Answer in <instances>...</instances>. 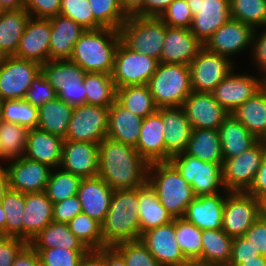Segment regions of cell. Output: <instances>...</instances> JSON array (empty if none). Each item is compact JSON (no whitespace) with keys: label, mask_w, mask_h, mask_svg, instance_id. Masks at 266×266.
I'll use <instances>...</instances> for the list:
<instances>
[{"label":"cell","mask_w":266,"mask_h":266,"mask_svg":"<svg viewBox=\"0 0 266 266\" xmlns=\"http://www.w3.org/2000/svg\"><path fill=\"white\" fill-rule=\"evenodd\" d=\"M98 176L113 190L140 188L147 183L149 163L132 147L105 137L99 143Z\"/></svg>","instance_id":"obj_1"},{"label":"cell","mask_w":266,"mask_h":266,"mask_svg":"<svg viewBox=\"0 0 266 266\" xmlns=\"http://www.w3.org/2000/svg\"><path fill=\"white\" fill-rule=\"evenodd\" d=\"M120 41L119 30L105 27L85 30L73 46L69 61L78 64L86 73L111 75L115 52Z\"/></svg>","instance_id":"obj_2"},{"label":"cell","mask_w":266,"mask_h":266,"mask_svg":"<svg viewBox=\"0 0 266 266\" xmlns=\"http://www.w3.org/2000/svg\"><path fill=\"white\" fill-rule=\"evenodd\" d=\"M138 188L114 190L110 208L102 223L103 242L113 246L140 240Z\"/></svg>","instance_id":"obj_3"},{"label":"cell","mask_w":266,"mask_h":266,"mask_svg":"<svg viewBox=\"0 0 266 266\" xmlns=\"http://www.w3.org/2000/svg\"><path fill=\"white\" fill-rule=\"evenodd\" d=\"M147 182L173 218L184 217L187 206L196 197L191 185L169 161L149 164Z\"/></svg>","instance_id":"obj_4"},{"label":"cell","mask_w":266,"mask_h":266,"mask_svg":"<svg viewBox=\"0 0 266 266\" xmlns=\"http://www.w3.org/2000/svg\"><path fill=\"white\" fill-rule=\"evenodd\" d=\"M157 108L182 107L192 92L188 65L159 62L148 82Z\"/></svg>","instance_id":"obj_5"},{"label":"cell","mask_w":266,"mask_h":266,"mask_svg":"<svg viewBox=\"0 0 266 266\" xmlns=\"http://www.w3.org/2000/svg\"><path fill=\"white\" fill-rule=\"evenodd\" d=\"M167 25L159 17H128L119 29L121 41L135 52L160 62Z\"/></svg>","instance_id":"obj_6"},{"label":"cell","mask_w":266,"mask_h":266,"mask_svg":"<svg viewBox=\"0 0 266 266\" xmlns=\"http://www.w3.org/2000/svg\"><path fill=\"white\" fill-rule=\"evenodd\" d=\"M169 162L191 185L196 197L214 195L225 189L222 181L223 163L204 162L186 152L173 155Z\"/></svg>","instance_id":"obj_7"},{"label":"cell","mask_w":266,"mask_h":266,"mask_svg":"<svg viewBox=\"0 0 266 266\" xmlns=\"http://www.w3.org/2000/svg\"><path fill=\"white\" fill-rule=\"evenodd\" d=\"M41 71L61 100L73 107L86 103L83 84L86 72L78 64L69 60H49L41 65Z\"/></svg>","instance_id":"obj_8"},{"label":"cell","mask_w":266,"mask_h":266,"mask_svg":"<svg viewBox=\"0 0 266 266\" xmlns=\"http://www.w3.org/2000/svg\"><path fill=\"white\" fill-rule=\"evenodd\" d=\"M159 61L130 50L122 41L117 46L114 59V69L111 74L117 88L148 85L150 78L156 72Z\"/></svg>","instance_id":"obj_9"},{"label":"cell","mask_w":266,"mask_h":266,"mask_svg":"<svg viewBox=\"0 0 266 266\" xmlns=\"http://www.w3.org/2000/svg\"><path fill=\"white\" fill-rule=\"evenodd\" d=\"M266 155V143L259 140L253 147L222 164V181L229 192H247Z\"/></svg>","instance_id":"obj_10"},{"label":"cell","mask_w":266,"mask_h":266,"mask_svg":"<svg viewBox=\"0 0 266 266\" xmlns=\"http://www.w3.org/2000/svg\"><path fill=\"white\" fill-rule=\"evenodd\" d=\"M41 72L37 62L16 56L0 58V101L21 100L26 96L32 80Z\"/></svg>","instance_id":"obj_11"},{"label":"cell","mask_w":266,"mask_h":266,"mask_svg":"<svg viewBox=\"0 0 266 266\" xmlns=\"http://www.w3.org/2000/svg\"><path fill=\"white\" fill-rule=\"evenodd\" d=\"M109 108L84 103L74 106L64 140L99 144L107 137Z\"/></svg>","instance_id":"obj_12"},{"label":"cell","mask_w":266,"mask_h":266,"mask_svg":"<svg viewBox=\"0 0 266 266\" xmlns=\"http://www.w3.org/2000/svg\"><path fill=\"white\" fill-rule=\"evenodd\" d=\"M234 64L229 58L203 47L189 64L192 91L211 93L236 68Z\"/></svg>","instance_id":"obj_13"},{"label":"cell","mask_w":266,"mask_h":266,"mask_svg":"<svg viewBox=\"0 0 266 266\" xmlns=\"http://www.w3.org/2000/svg\"><path fill=\"white\" fill-rule=\"evenodd\" d=\"M259 218V201L247 192H230L224 202L222 230L230 237L244 236Z\"/></svg>","instance_id":"obj_14"},{"label":"cell","mask_w":266,"mask_h":266,"mask_svg":"<svg viewBox=\"0 0 266 266\" xmlns=\"http://www.w3.org/2000/svg\"><path fill=\"white\" fill-rule=\"evenodd\" d=\"M235 68L211 92L215 100L232 113L265 86L260 76L236 73Z\"/></svg>","instance_id":"obj_15"},{"label":"cell","mask_w":266,"mask_h":266,"mask_svg":"<svg viewBox=\"0 0 266 266\" xmlns=\"http://www.w3.org/2000/svg\"><path fill=\"white\" fill-rule=\"evenodd\" d=\"M255 29L230 18L203 45L208 51L223 55L236 63L232 56L248 49L251 53ZM243 50V51H242Z\"/></svg>","instance_id":"obj_16"},{"label":"cell","mask_w":266,"mask_h":266,"mask_svg":"<svg viewBox=\"0 0 266 266\" xmlns=\"http://www.w3.org/2000/svg\"><path fill=\"white\" fill-rule=\"evenodd\" d=\"M193 14L190 31L204 45L230 18V0H186Z\"/></svg>","instance_id":"obj_17"},{"label":"cell","mask_w":266,"mask_h":266,"mask_svg":"<svg viewBox=\"0 0 266 266\" xmlns=\"http://www.w3.org/2000/svg\"><path fill=\"white\" fill-rule=\"evenodd\" d=\"M7 163H10L5 164L9 189L21 193L45 191L51 167L24 156L8 160Z\"/></svg>","instance_id":"obj_18"},{"label":"cell","mask_w":266,"mask_h":266,"mask_svg":"<svg viewBox=\"0 0 266 266\" xmlns=\"http://www.w3.org/2000/svg\"><path fill=\"white\" fill-rule=\"evenodd\" d=\"M175 218L172 222L144 232L140 241L156 258L160 266H186L184 257L175 239Z\"/></svg>","instance_id":"obj_19"},{"label":"cell","mask_w":266,"mask_h":266,"mask_svg":"<svg viewBox=\"0 0 266 266\" xmlns=\"http://www.w3.org/2000/svg\"><path fill=\"white\" fill-rule=\"evenodd\" d=\"M184 109L192 129L218 130L229 112L223 108L211 93L192 91L185 99Z\"/></svg>","instance_id":"obj_20"},{"label":"cell","mask_w":266,"mask_h":266,"mask_svg":"<svg viewBox=\"0 0 266 266\" xmlns=\"http://www.w3.org/2000/svg\"><path fill=\"white\" fill-rule=\"evenodd\" d=\"M99 144L63 140L60 168L81 178L98 176Z\"/></svg>","instance_id":"obj_21"},{"label":"cell","mask_w":266,"mask_h":266,"mask_svg":"<svg viewBox=\"0 0 266 266\" xmlns=\"http://www.w3.org/2000/svg\"><path fill=\"white\" fill-rule=\"evenodd\" d=\"M50 35V19L30 17L15 56L45 64L49 61Z\"/></svg>","instance_id":"obj_22"},{"label":"cell","mask_w":266,"mask_h":266,"mask_svg":"<svg viewBox=\"0 0 266 266\" xmlns=\"http://www.w3.org/2000/svg\"><path fill=\"white\" fill-rule=\"evenodd\" d=\"M203 47L190 29L167 26L160 62L189 66Z\"/></svg>","instance_id":"obj_23"},{"label":"cell","mask_w":266,"mask_h":266,"mask_svg":"<svg viewBox=\"0 0 266 266\" xmlns=\"http://www.w3.org/2000/svg\"><path fill=\"white\" fill-rule=\"evenodd\" d=\"M230 192L195 197L187 206L184 217L201 230L222 229L224 202Z\"/></svg>","instance_id":"obj_24"},{"label":"cell","mask_w":266,"mask_h":266,"mask_svg":"<svg viewBox=\"0 0 266 266\" xmlns=\"http://www.w3.org/2000/svg\"><path fill=\"white\" fill-rule=\"evenodd\" d=\"M164 125L166 162L173 155L185 152L192 133L191 123L182 107L161 108Z\"/></svg>","instance_id":"obj_25"},{"label":"cell","mask_w":266,"mask_h":266,"mask_svg":"<svg viewBox=\"0 0 266 266\" xmlns=\"http://www.w3.org/2000/svg\"><path fill=\"white\" fill-rule=\"evenodd\" d=\"M114 190L99 176L82 178L77 196L82 206V213L104 222L110 208Z\"/></svg>","instance_id":"obj_26"},{"label":"cell","mask_w":266,"mask_h":266,"mask_svg":"<svg viewBox=\"0 0 266 266\" xmlns=\"http://www.w3.org/2000/svg\"><path fill=\"white\" fill-rule=\"evenodd\" d=\"M163 128L161 108H158L146 118H143L135 149L149 164L166 162Z\"/></svg>","instance_id":"obj_27"},{"label":"cell","mask_w":266,"mask_h":266,"mask_svg":"<svg viewBox=\"0 0 266 266\" xmlns=\"http://www.w3.org/2000/svg\"><path fill=\"white\" fill-rule=\"evenodd\" d=\"M49 19L51 26L49 60H69L73 46L85 29L60 14Z\"/></svg>","instance_id":"obj_28"},{"label":"cell","mask_w":266,"mask_h":266,"mask_svg":"<svg viewBox=\"0 0 266 266\" xmlns=\"http://www.w3.org/2000/svg\"><path fill=\"white\" fill-rule=\"evenodd\" d=\"M63 140L39 128L29 129L23 156L54 169L61 163Z\"/></svg>","instance_id":"obj_29"},{"label":"cell","mask_w":266,"mask_h":266,"mask_svg":"<svg viewBox=\"0 0 266 266\" xmlns=\"http://www.w3.org/2000/svg\"><path fill=\"white\" fill-rule=\"evenodd\" d=\"M23 240L30 242L53 221V203L46 193H25Z\"/></svg>","instance_id":"obj_30"},{"label":"cell","mask_w":266,"mask_h":266,"mask_svg":"<svg viewBox=\"0 0 266 266\" xmlns=\"http://www.w3.org/2000/svg\"><path fill=\"white\" fill-rule=\"evenodd\" d=\"M143 118L123 107L117 100L109 107L107 137L136 147Z\"/></svg>","instance_id":"obj_31"},{"label":"cell","mask_w":266,"mask_h":266,"mask_svg":"<svg viewBox=\"0 0 266 266\" xmlns=\"http://www.w3.org/2000/svg\"><path fill=\"white\" fill-rule=\"evenodd\" d=\"M218 132L224 160L238 156L259 141L232 113L221 124Z\"/></svg>","instance_id":"obj_32"},{"label":"cell","mask_w":266,"mask_h":266,"mask_svg":"<svg viewBox=\"0 0 266 266\" xmlns=\"http://www.w3.org/2000/svg\"><path fill=\"white\" fill-rule=\"evenodd\" d=\"M138 206L140 236L148 230L174 220L171 214L160 203L156 191L148 182L138 188Z\"/></svg>","instance_id":"obj_33"},{"label":"cell","mask_w":266,"mask_h":266,"mask_svg":"<svg viewBox=\"0 0 266 266\" xmlns=\"http://www.w3.org/2000/svg\"><path fill=\"white\" fill-rule=\"evenodd\" d=\"M25 9L5 11L0 17V58L15 56L30 19Z\"/></svg>","instance_id":"obj_34"},{"label":"cell","mask_w":266,"mask_h":266,"mask_svg":"<svg viewBox=\"0 0 266 266\" xmlns=\"http://www.w3.org/2000/svg\"><path fill=\"white\" fill-rule=\"evenodd\" d=\"M72 112L73 106L59 97L48 101L38 108L37 128L65 139Z\"/></svg>","instance_id":"obj_35"},{"label":"cell","mask_w":266,"mask_h":266,"mask_svg":"<svg viewBox=\"0 0 266 266\" xmlns=\"http://www.w3.org/2000/svg\"><path fill=\"white\" fill-rule=\"evenodd\" d=\"M232 114L261 140L266 135V86L236 108Z\"/></svg>","instance_id":"obj_36"},{"label":"cell","mask_w":266,"mask_h":266,"mask_svg":"<svg viewBox=\"0 0 266 266\" xmlns=\"http://www.w3.org/2000/svg\"><path fill=\"white\" fill-rule=\"evenodd\" d=\"M29 244L34 249L89 250L69 229L67 223L51 222Z\"/></svg>","instance_id":"obj_37"},{"label":"cell","mask_w":266,"mask_h":266,"mask_svg":"<svg viewBox=\"0 0 266 266\" xmlns=\"http://www.w3.org/2000/svg\"><path fill=\"white\" fill-rule=\"evenodd\" d=\"M185 152L204 162L223 163L224 161L218 130L192 129Z\"/></svg>","instance_id":"obj_38"},{"label":"cell","mask_w":266,"mask_h":266,"mask_svg":"<svg viewBox=\"0 0 266 266\" xmlns=\"http://www.w3.org/2000/svg\"><path fill=\"white\" fill-rule=\"evenodd\" d=\"M86 88V103L109 108L116 100V87L112 76L87 72L83 78Z\"/></svg>","instance_id":"obj_39"},{"label":"cell","mask_w":266,"mask_h":266,"mask_svg":"<svg viewBox=\"0 0 266 266\" xmlns=\"http://www.w3.org/2000/svg\"><path fill=\"white\" fill-rule=\"evenodd\" d=\"M202 232L185 218H175V239L190 263L202 265Z\"/></svg>","instance_id":"obj_40"},{"label":"cell","mask_w":266,"mask_h":266,"mask_svg":"<svg viewBox=\"0 0 266 266\" xmlns=\"http://www.w3.org/2000/svg\"><path fill=\"white\" fill-rule=\"evenodd\" d=\"M116 100L133 114L142 118H146L158 109L148 85L117 88Z\"/></svg>","instance_id":"obj_41"},{"label":"cell","mask_w":266,"mask_h":266,"mask_svg":"<svg viewBox=\"0 0 266 266\" xmlns=\"http://www.w3.org/2000/svg\"><path fill=\"white\" fill-rule=\"evenodd\" d=\"M232 242L233 238L222 229L203 230L202 265L230 262Z\"/></svg>","instance_id":"obj_42"},{"label":"cell","mask_w":266,"mask_h":266,"mask_svg":"<svg viewBox=\"0 0 266 266\" xmlns=\"http://www.w3.org/2000/svg\"><path fill=\"white\" fill-rule=\"evenodd\" d=\"M28 129L19 124L0 120L1 160L20 158L26 149Z\"/></svg>","instance_id":"obj_43"},{"label":"cell","mask_w":266,"mask_h":266,"mask_svg":"<svg viewBox=\"0 0 266 266\" xmlns=\"http://www.w3.org/2000/svg\"><path fill=\"white\" fill-rule=\"evenodd\" d=\"M6 214V236L23 239L25 193L7 189L1 200Z\"/></svg>","instance_id":"obj_44"},{"label":"cell","mask_w":266,"mask_h":266,"mask_svg":"<svg viewBox=\"0 0 266 266\" xmlns=\"http://www.w3.org/2000/svg\"><path fill=\"white\" fill-rule=\"evenodd\" d=\"M81 180V177L56 167L50 172L44 192L51 202L55 204L77 195Z\"/></svg>","instance_id":"obj_45"},{"label":"cell","mask_w":266,"mask_h":266,"mask_svg":"<svg viewBox=\"0 0 266 266\" xmlns=\"http://www.w3.org/2000/svg\"><path fill=\"white\" fill-rule=\"evenodd\" d=\"M70 231L89 249L99 250L103 242L102 224L84 213L77 214L69 223Z\"/></svg>","instance_id":"obj_46"},{"label":"cell","mask_w":266,"mask_h":266,"mask_svg":"<svg viewBox=\"0 0 266 266\" xmlns=\"http://www.w3.org/2000/svg\"><path fill=\"white\" fill-rule=\"evenodd\" d=\"M0 120L19 124L28 130L38 126V107L24 99L0 101Z\"/></svg>","instance_id":"obj_47"},{"label":"cell","mask_w":266,"mask_h":266,"mask_svg":"<svg viewBox=\"0 0 266 266\" xmlns=\"http://www.w3.org/2000/svg\"><path fill=\"white\" fill-rule=\"evenodd\" d=\"M231 18L254 29L266 26V0H230Z\"/></svg>","instance_id":"obj_48"},{"label":"cell","mask_w":266,"mask_h":266,"mask_svg":"<svg viewBox=\"0 0 266 266\" xmlns=\"http://www.w3.org/2000/svg\"><path fill=\"white\" fill-rule=\"evenodd\" d=\"M94 18L105 28L119 30L128 19L119 0H88Z\"/></svg>","instance_id":"obj_49"},{"label":"cell","mask_w":266,"mask_h":266,"mask_svg":"<svg viewBox=\"0 0 266 266\" xmlns=\"http://www.w3.org/2000/svg\"><path fill=\"white\" fill-rule=\"evenodd\" d=\"M59 14L72 19L85 30H95L103 27L94 18L88 0H61Z\"/></svg>","instance_id":"obj_50"},{"label":"cell","mask_w":266,"mask_h":266,"mask_svg":"<svg viewBox=\"0 0 266 266\" xmlns=\"http://www.w3.org/2000/svg\"><path fill=\"white\" fill-rule=\"evenodd\" d=\"M113 247L122 255L126 266H160L140 240L119 242Z\"/></svg>","instance_id":"obj_51"},{"label":"cell","mask_w":266,"mask_h":266,"mask_svg":"<svg viewBox=\"0 0 266 266\" xmlns=\"http://www.w3.org/2000/svg\"><path fill=\"white\" fill-rule=\"evenodd\" d=\"M40 257L41 266H79L89 250H69L60 248L35 249Z\"/></svg>","instance_id":"obj_52"},{"label":"cell","mask_w":266,"mask_h":266,"mask_svg":"<svg viewBox=\"0 0 266 266\" xmlns=\"http://www.w3.org/2000/svg\"><path fill=\"white\" fill-rule=\"evenodd\" d=\"M159 18L168 27L190 29L193 14L186 0H173Z\"/></svg>","instance_id":"obj_53"},{"label":"cell","mask_w":266,"mask_h":266,"mask_svg":"<svg viewBox=\"0 0 266 266\" xmlns=\"http://www.w3.org/2000/svg\"><path fill=\"white\" fill-rule=\"evenodd\" d=\"M58 97L56 90L46 79L42 71L35 76L30 84L24 100L35 107H40L46 102Z\"/></svg>","instance_id":"obj_54"},{"label":"cell","mask_w":266,"mask_h":266,"mask_svg":"<svg viewBox=\"0 0 266 266\" xmlns=\"http://www.w3.org/2000/svg\"><path fill=\"white\" fill-rule=\"evenodd\" d=\"M24 9L33 18L49 19L59 15L61 0H25Z\"/></svg>","instance_id":"obj_55"},{"label":"cell","mask_w":266,"mask_h":266,"mask_svg":"<svg viewBox=\"0 0 266 266\" xmlns=\"http://www.w3.org/2000/svg\"><path fill=\"white\" fill-rule=\"evenodd\" d=\"M80 213H82V206L77 195L53 204V222L68 224Z\"/></svg>","instance_id":"obj_56"},{"label":"cell","mask_w":266,"mask_h":266,"mask_svg":"<svg viewBox=\"0 0 266 266\" xmlns=\"http://www.w3.org/2000/svg\"><path fill=\"white\" fill-rule=\"evenodd\" d=\"M263 30L255 29L253 44L251 49V61L257 70L259 75L265 80L266 79V26L262 27ZM259 34H258V33Z\"/></svg>","instance_id":"obj_57"},{"label":"cell","mask_w":266,"mask_h":266,"mask_svg":"<svg viewBox=\"0 0 266 266\" xmlns=\"http://www.w3.org/2000/svg\"><path fill=\"white\" fill-rule=\"evenodd\" d=\"M259 255L258 251L244 236L233 238L231 258L229 262L232 266L241 265L243 264V260L255 259Z\"/></svg>","instance_id":"obj_58"},{"label":"cell","mask_w":266,"mask_h":266,"mask_svg":"<svg viewBox=\"0 0 266 266\" xmlns=\"http://www.w3.org/2000/svg\"><path fill=\"white\" fill-rule=\"evenodd\" d=\"M27 243L17 237L0 235V266H12L15 257Z\"/></svg>","instance_id":"obj_59"},{"label":"cell","mask_w":266,"mask_h":266,"mask_svg":"<svg viewBox=\"0 0 266 266\" xmlns=\"http://www.w3.org/2000/svg\"><path fill=\"white\" fill-rule=\"evenodd\" d=\"M244 237L260 255L266 256V221L260 217L252 224Z\"/></svg>","instance_id":"obj_60"},{"label":"cell","mask_w":266,"mask_h":266,"mask_svg":"<svg viewBox=\"0 0 266 266\" xmlns=\"http://www.w3.org/2000/svg\"><path fill=\"white\" fill-rule=\"evenodd\" d=\"M247 193L255 197L257 200L266 197V155L264 156L254 182Z\"/></svg>","instance_id":"obj_61"},{"label":"cell","mask_w":266,"mask_h":266,"mask_svg":"<svg viewBox=\"0 0 266 266\" xmlns=\"http://www.w3.org/2000/svg\"><path fill=\"white\" fill-rule=\"evenodd\" d=\"M12 266H41L39 254L27 243L15 257Z\"/></svg>","instance_id":"obj_62"},{"label":"cell","mask_w":266,"mask_h":266,"mask_svg":"<svg viewBox=\"0 0 266 266\" xmlns=\"http://www.w3.org/2000/svg\"><path fill=\"white\" fill-rule=\"evenodd\" d=\"M173 0H145L144 17H160Z\"/></svg>","instance_id":"obj_63"},{"label":"cell","mask_w":266,"mask_h":266,"mask_svg":"<svg viewBox=\"0 0 266 266\" xmlns=\"http://www.w3.org/2000/svg\"><path fill=\"white\" fill-rule=\"evenodd\" d=\"M144 1L145 0H122L120 4L127 17H144Z\"/></svg>","instance_id":"obj_64"},{"label":"cell","mask_w":266,"mask_h":266,"mask_svg":"<svg viewBox=\"0 0 266 266\" xmlns=\"http://www.w3.org/2000/svg\"><path fill=\"white\" fill-rule=\"evenodd\" d=\"M98 251L104 256L107 266H126L122 255L113 246H106Z\"/></svg>","instance_id":"obj_65"},{"label":"cell","mask_w":266,"mask_h":266,"mask_svg":"<svg viewBox=\"0 0 266 266\" xmlns=\"http://www.w3.org/2000/svg\"><path fill=\"white\" fill-rule=\"evenodd\" d=\"M79 266H107L104 256L98 250H89Z\"/></svg>","instance_id":"obj_66"},{"label":"cell","mask_w":266,"mask_h":266,"mask_svg":"<svg viewBox=\"0 0 266 266\" xmlns=\"http://www.w3.org/2000/svg\"><path fill=\"white\" fill-rule=\"evenodd\" d=\"M6 11L24 9L25 0H0Z\"/></svg>","instance_id":"obj_67"},{"label":"cell","mask_w":266,"mask_h":266,"mask_svg":"<svg viewBox=\"0 0 266 266\" xmlns=\"http://www.w3.org/2000/svg\"><path fill=\"white\" fill-rule=\"evenodd\" d=\"M4 164L0 165V203L4 192L8 189V176Z\"/></svg>","instance_id":"obj_68"},{"label":"cell","mask_w":266,"mask_h":266,"mask_svg":"<svg viewBox=\"0 0 266 266\" xmlns=\"http://www.w3.org/2000/svg\"><path fill=\"white\" fill-rule=\"evenodd\" d=\"M237 266H266V256L259 255L255 259L243 260V264Z\"/></svg>","instance_id":"obj_69"},{"label":"cell","mask_w":266,"mask_h":266,"mask_svg":"<svg viewBox=\"0 0 266 266\" xmlns=\"http://www.w3.org/2000/svg\"><path fill=\"white\" fill-rule=\"evenodd\" d=\"M0 235L6 236V214L0 203Z\"/></svg>","instance_id":"obj_70"},{"label":"cell","mask_w":266,"mask_h":266,"mask_svg":"<svg viewBox=\"0 0 266 266\" xmlns=\"http://www.w3.org/2000/svg\"><path fill=\"white\" fill-rule=\"evenodd\" d=\"M258 201H259V217L266 221V197H263Z\"/></svg>","instance_id":"obj_71"},{"label":"cell","mask_w":266,"mask_h":266,"mask_svg":"<svg viewBox=\"0 0 266 266\" xmlns=\"http://www.w3.org/2000/svg\"><path fill=\"white\" fill-rule=\"evenodd\" d=\"M203 266H232V265L228 262V263H210V264H204Z\"/></svg>","instance_id":"obj_72"},{"label":"cell","mask_w":266,"mask_h":266,"mask_svg":"<svg viewBox=\"0 0 266 266\" xmlns=\"http://www.w3.org/2000/svg\"><path fill=\"white\" fill-rule=\"evenodd\" d=\"M5 11L6 10L4 9V7H3V5L1 4V1H0V17Z\"/></svg>","instance_id":"obj_73"},{"label":"cell","mask_w":266,"mask_h":266,"mask_svg":"<svg viewBox=\"0 0 266 266\" xmlns=\"http://www.w3.org/2000/svg\"><path fill=\"white\" fill-rule=\"evenodd\" d=\"M186 266H203V265H199V264H196V263H190V264H188Z\"/></svg>","instance_id":"obj_74"},{"label":"cell","mask_w":266,"mask_h":266,"mask_svg":"<svg viewBox=\"0 0 266 266\" xmlns=\"http://www.w3.org/2000/svg\"><path fill=\"white\" fill-rule=\"evenodd\" d=\"M261 140L266 143V135Z\"/></svg>","instance_id":"obj_75"},{"label":"cell","mask_w":266,"mask_h":266,"mask_svg":"<svg viewBox=\"0 0 266 266\" xmlns=\"http://www.w3.org/2000/svg\"><path fill=\"white\" fill-rule=\"evenodd\" d=\"M0 159H1V147H0ZM0 165H2L1 160H0Z\"/></svg>","instance_id":"obj_76"}]
</instances>
